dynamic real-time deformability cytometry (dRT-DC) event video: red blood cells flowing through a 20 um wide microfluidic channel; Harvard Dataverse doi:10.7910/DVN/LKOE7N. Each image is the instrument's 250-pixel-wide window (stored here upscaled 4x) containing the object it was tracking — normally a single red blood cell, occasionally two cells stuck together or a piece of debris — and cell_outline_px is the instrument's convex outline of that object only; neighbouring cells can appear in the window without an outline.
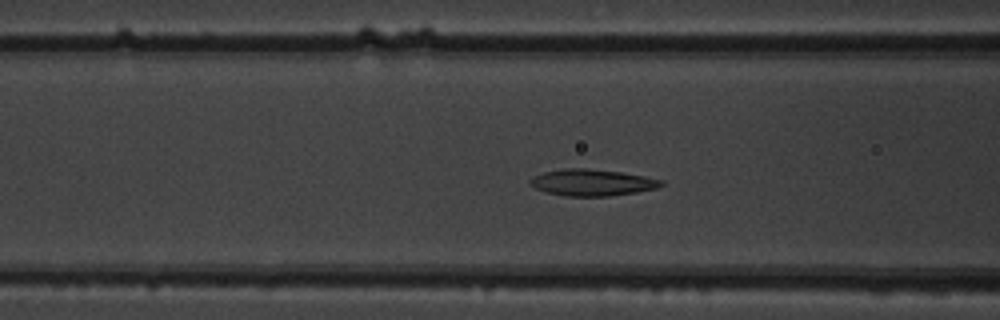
{"species": "common noctule bat (a hibernating species)", "species_latin": "Nyctalus noctula", "temperature_condition": "warm", "stored_images_in_passage": 50, "camera_frame_rate_fps": 3000, "um_per_image_px": 0.085, "animal": {"sex": "male", "body_mass_g": 19.5, "forearm_length_mm": 54.6}, "frame": {"image": 1, "passage_image": 17, "time_ms": 5.333, "image_size_px": [1000, 320], "cell_outline_px": [[664, 184], [656, 188], [636, 192], [608, 196], [564, 196], [544, 192], [528, 184], [528, 180], [532, 176], [544, 172], [564, 168], [588, 168], [620, 172], [644, 176], [664, 180]], "centroid_in_image_um": [50.28, 15.51], "position_along_channel_um": 116.3, "area_um2": 20.4}}
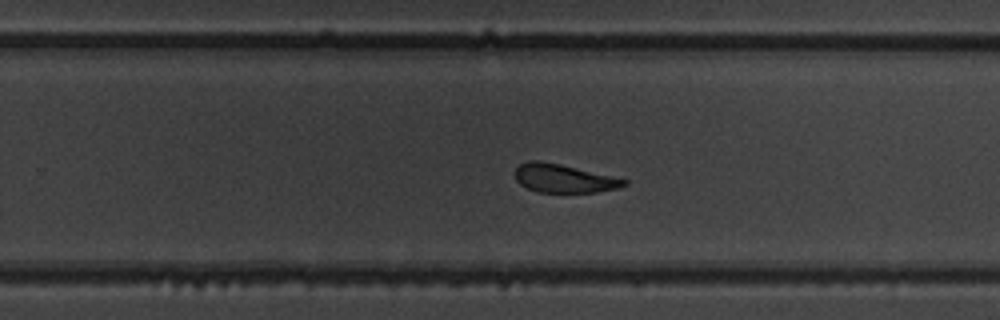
{"frame": {"image": 2, "passage_image": 30, "time_ms": 9.667, "image_size_px": [1000, 320], "cell_outline_px": [[628, 184], [616, 188], [596, 192], [536, 192], [520, 184], [516, 180], [512, 172], [520, 164], [528, 160], [540, 160], [560, 164], [628, 180]], "centroid_in_image_um": [47.85, 15.15], "position_along_channel_um": 282.0, "area_um2": 18.03}}
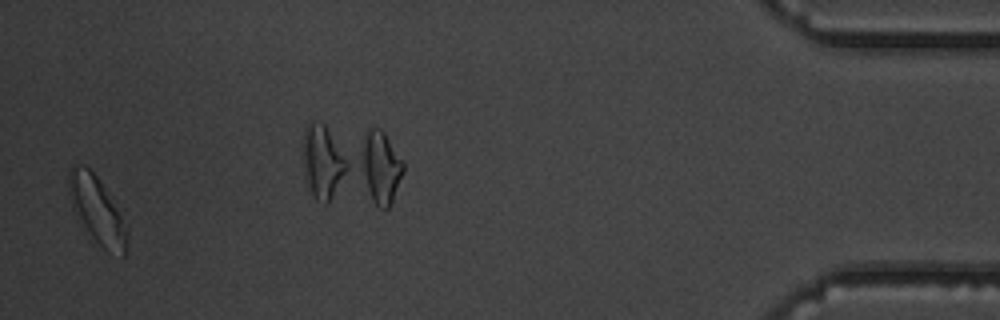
{"frame": {"image": 3, "passage_image": 48, "time_ms": 15.667, "image_size_px": [1000, 320], "cell_outline_px": [[128, 236], [124, 256], [108, 252], [96, 240], [72, 208], [68, 192], [68, 172], [72, 164], [84, 164], [100, 180], [128, 228]], "centroid_in_image_um": [8.23, 17.81], "position_along_channel_um": 427.0, "area_um2": 22.2}, "authors_computed_cell_mechanics": {"area_um2": 19.9988, "velocity_mm_per_s": 3.8301, "shape_relaxation_time_tau1_ms": 2.6748, "shape_relaxation_time_tau2_ms": 2.9353, "deformation_change_tau1": 0.1133, "deformation_change_tau2": 0.1173}}